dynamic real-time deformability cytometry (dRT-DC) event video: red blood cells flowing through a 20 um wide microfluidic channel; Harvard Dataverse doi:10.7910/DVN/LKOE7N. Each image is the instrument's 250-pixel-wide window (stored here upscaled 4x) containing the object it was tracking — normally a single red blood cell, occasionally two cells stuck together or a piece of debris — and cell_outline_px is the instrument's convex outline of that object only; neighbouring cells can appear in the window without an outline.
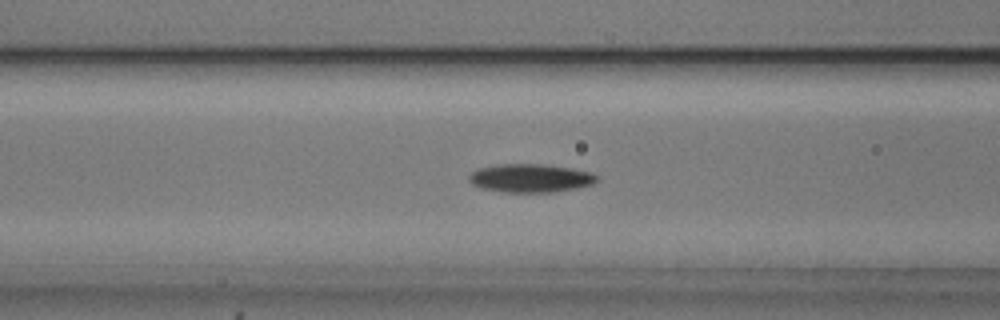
{"species": "common noctule bat (a hibernating species)", "species_latin": "Nyctalus noctula", "temperature_condition": "cold", "stored_images_in_passage": 24, "camera_frame_rate_fps": 3000, "um_per_image_px": 0.085, "animal": {"sex": "male", "body_mass_g": 20.5, "forearm_length_mm": 52.5}, "frame": {"image": 1, "passage_image": 8, "time_ms": 2.333, "image_size_px": [1000, 320], "cell_outline_px": [[600, 180], [592, 184], [576, 188], [552, 192], [504, 192], [484, 188], [472, 184], [468, 180], [468, 176], [476, 168], [496, 164], [544, 164], [572, 168], [592, 172], [600, 176]], "centroid_in_image_um": [45.12, 15.13], "position_along_channel_um": 121.5, "area_um2": 21.39}}
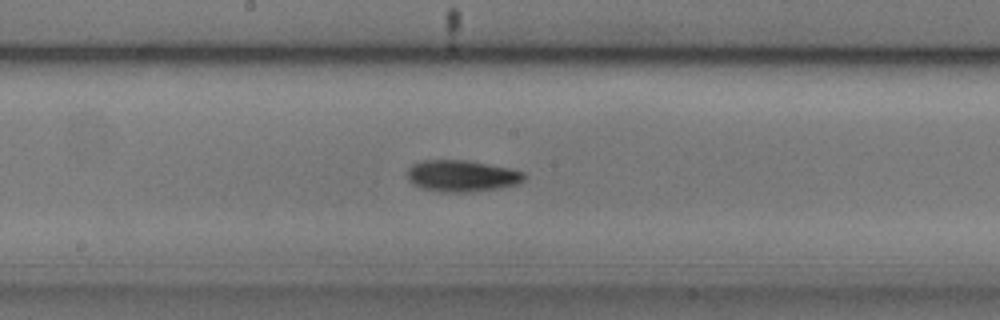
{"frame": {"image": 2, "passage_image": 15, "time_ms": 4.667, "image_size_px": [1000, 320], "cell_outline_px": [[528, 176], [524, 180], [516, 184], [500, 188], [472, 192], [440, 192], [420, 188], [412, 184], [408, 180], [408, 168], [412, 164], [420, 160], [468, 160], [508, 168], [524, 172]], "centroid_in_image_um": [39.24, 14.96], "position_along_channel_um": 209.0, "area_um2": 21.73}}
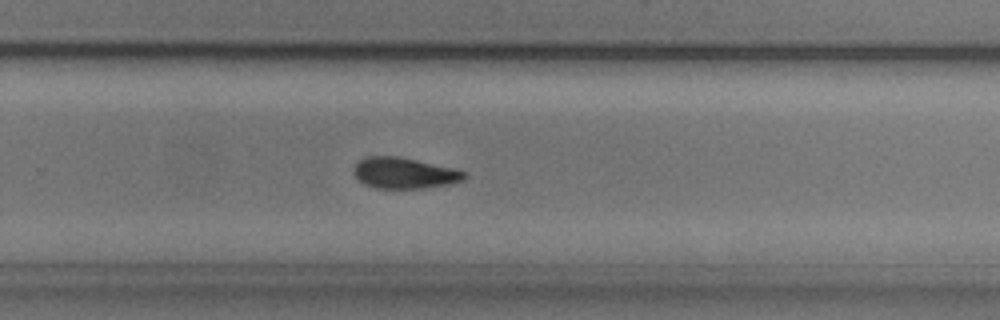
{"frame": {"image": 3, "passage_image": 22, "time_ms": 7.0, "image_size_px": [1000, 320], "cell_outline_px": [[468, 172], [460, 180], [448, 184], [424, 188], [376, 188], [364, 184], [352, 172], [356, 164], [360, 160], [368, 156], [396, 156], [416, 160], [452, 168]], "centroid_in_image_um": [34.32, 14.71], "position_along_channel_um": 295.5, "area_um2": 19.59}}